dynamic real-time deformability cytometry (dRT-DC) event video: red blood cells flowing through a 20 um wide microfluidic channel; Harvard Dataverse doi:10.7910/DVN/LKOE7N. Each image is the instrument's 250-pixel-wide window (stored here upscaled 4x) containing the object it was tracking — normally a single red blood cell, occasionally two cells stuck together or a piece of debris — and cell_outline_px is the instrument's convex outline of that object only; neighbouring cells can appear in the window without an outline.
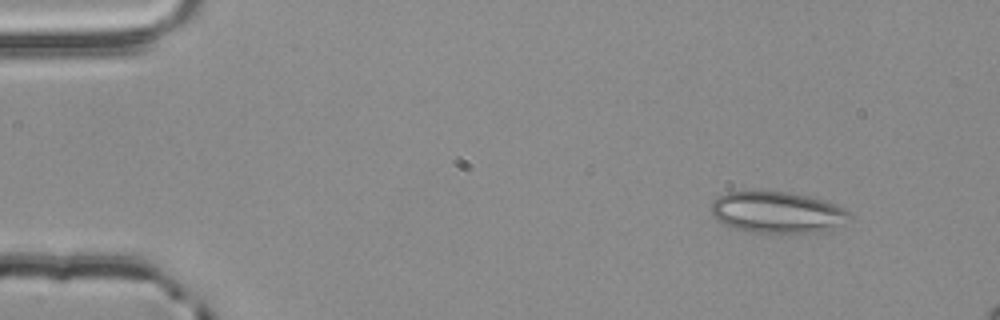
{"species": "common noctule bat (a hibernating species)", "species_latin": "Nyctalus noctula", "temperature_condition": "room temperature", "stored_images_in_passage": 3, "camera_frame_rate_fps": 3000, "um_per_image_px": 0.085, "animal": {"sex": "male", "body_mass_g": 20.4}, "frame": {"image": 1, "passage_image": 1, "time_ms": 0.0, "image_size_px": [1000, 320], "cell_outline_px": [[852, 216], [832, 228], [816, 232], [752, 232], [736, 228], [724, 224], [716, 220], [712, 216], [712, 200], [716, 196], [724, 192], [788, 192], [808, 196], [824, 200], [836, 204], [844, 208]], "centroid_in_image_um": [66.02, 18.03], "position_along_channel_um": 19.0, "area_um2": 32.95}}